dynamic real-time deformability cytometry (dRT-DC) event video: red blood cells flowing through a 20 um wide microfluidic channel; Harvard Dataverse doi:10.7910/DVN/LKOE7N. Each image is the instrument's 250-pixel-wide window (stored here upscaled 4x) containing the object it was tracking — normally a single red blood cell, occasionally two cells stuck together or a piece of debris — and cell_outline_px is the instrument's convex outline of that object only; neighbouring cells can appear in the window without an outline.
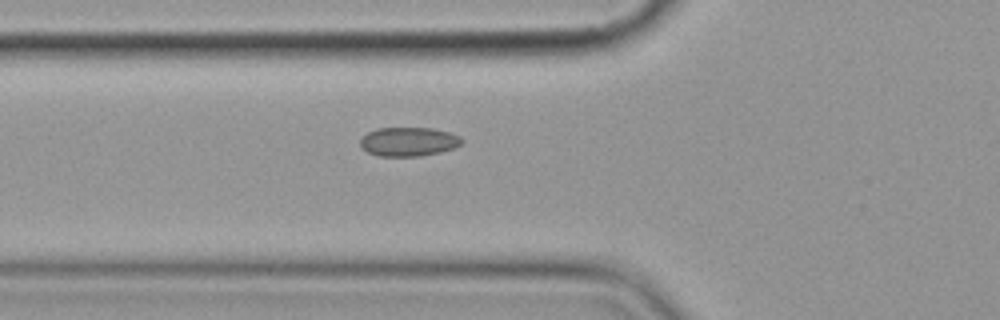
{"species": "common noctule bat (a hibernating species)", "species_latin": "Nyctalus noctula", "temperature_condition": "cold", "stored_images_in_passage": 7, "segment_of_instrument_passage": [1, 2], "camera_frame_rate_fps": 3000, "um_per_image_px": 0.085, "animal": {"sex": "female", "body_mass_g": 19.9}, "frame": {"image": 1, "passage_image": 6, "time_ms": 6.0, "image_size_px": [1000, 320], "cell_outline_px": [[464, 140], [456, 148], [440, 152], [420, 156], [380, 156], [368, 152], [360, 148], [360, 136], [376, 128], [432, 128], [452, 132], [460, 136]], "centroid_in_image_um": [34.73, 12.03], "position_along_channel_um": 91.1, "area_um2": 17.46}}